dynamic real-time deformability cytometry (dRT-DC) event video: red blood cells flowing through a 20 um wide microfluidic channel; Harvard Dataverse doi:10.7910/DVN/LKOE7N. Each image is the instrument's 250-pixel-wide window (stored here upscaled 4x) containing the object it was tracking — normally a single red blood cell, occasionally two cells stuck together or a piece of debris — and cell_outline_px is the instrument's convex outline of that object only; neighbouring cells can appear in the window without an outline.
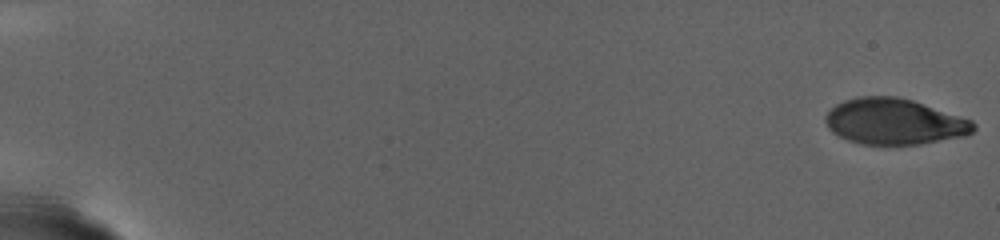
{"species": "human", "species_latin": "Homo sapiens", "temperature_condition": "warm", "stored_images_in_passage": 95, "camera_frame_rate_fps": 3000, "um_per_image_px": 0.085, "donor": {"sex": "female"}, "frame": {"image": 1, "passage_image": 1, "time_ms": 0.0, "image_size_px": [1000, 240], "cell_outline_px": [[976, 128], [968, 136], [920, 144], [864, 144], [848, 140], [832, 132], [828, 128], [824, 120], [824, 116], [836, 104], [844, 100], [856, 96], [896, 96], [912, 100], [972, 120], [976, 124]], "centroid_in_image_um": [76.02, 10.33], "position_along_channel_um": 9.0, "area_um2": 39.71}}
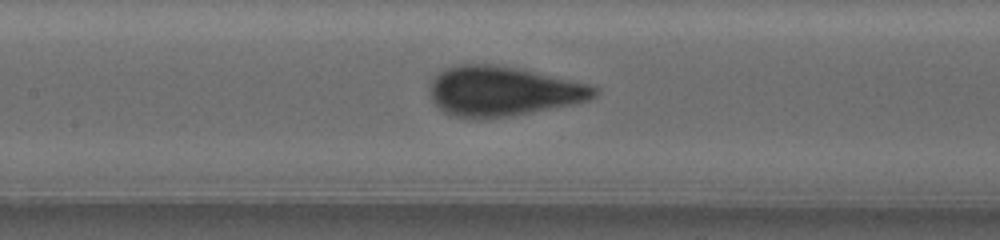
{"frame": {"image": 2, "passage_image": 48, "time_ms": 15.667, "image_size_px": [1000, 240], "cell_outline_px": [[600, 92], [596, 96], [588, 100], [572, 104], [508, 116], [484, 120], [464, 120], [448, 116], [436, 108], [432, 100], [428, 88], [432, 80], [444, 68], [460, 64], [492, 64], [516, 68], [588, 84], [600, 88]], "centroid_in_image_um": [42.65, 7.79], "position_along_channel_um": 164.7, "area_um2": 48.21}}
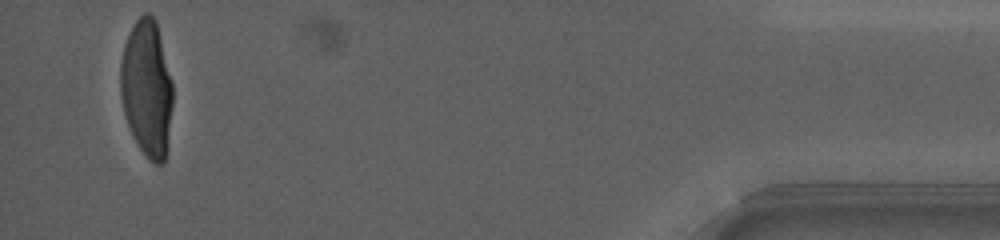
{"frame": {"image": 3, "passage_image": 92, "time_ms": 30.333, "image_size_px": [1000, 240], "cell_outline_px": [[172, 104], [168, 148], [164, 160], [160, 164], [156, 164], [148, 160], [140, 148], [128, 124], [124, 112], [120, 96], [120, 64], [124, 44], [136, 20], [144, 12], [148, 12], [156, 20], [172, 84]], "centroid_in_image_um": [12.48, 7.52], "position_along_channel_um": 422.7, "area_um2": 41.44}}